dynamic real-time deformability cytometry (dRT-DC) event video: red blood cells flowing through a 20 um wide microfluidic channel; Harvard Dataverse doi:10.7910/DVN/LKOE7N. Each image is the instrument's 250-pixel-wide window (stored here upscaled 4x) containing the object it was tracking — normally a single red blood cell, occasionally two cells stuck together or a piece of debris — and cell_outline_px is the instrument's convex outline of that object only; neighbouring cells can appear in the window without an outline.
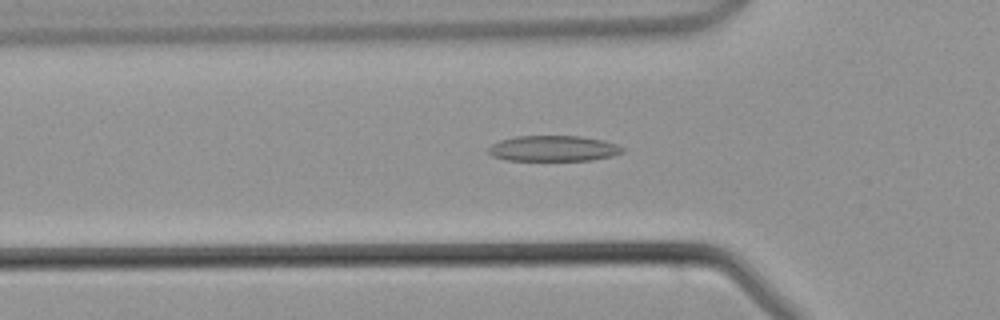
{"species": "common noctule bat (a hibernating species)", "species_latin": "Nyctalus noctula", "temperature_condition": "warm", "stored_images_in_passage": 38, "camera_frame_rate_fps": 3000, "um_per_image_px": 0.085, "animal": {"sex": "male", "body_mass_g": 21.5, "forearm_length_mm": 52.0}, "frame": {"image": 1, "passage_image": 8, "time_ms": 2.333, "image_size_px": [1000, 320], "cell_outline_px": [[624, 152], [612, 156], [592, 160], [508, 160], [492, 156], [488, 152], [488, 148], [492, 144], [500, 140], [516, 136], [580, 136], [604, 140], [616, 144], [624, 148]], "centroid_in_image_um": [47.05, 12.61], "position_along_channel_um": 78.7, "area_um2": 20.06}}
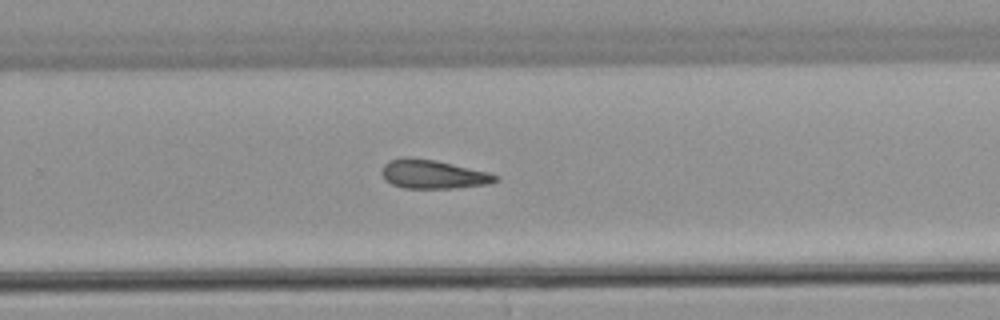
{"frame": {"image": 2, "passage_image": 22, "time_ms": 7.0, "image_size_px": [1000, 320], "cell_outline_px": [[500, 180], [488, 184], [456, 188], [404, 188], [392, 184], [384, 180], [384, 164], [388, 160], [408, 156], [436, 160], [488, 172], [500, 176]], "centroid_in_image_um": [36.84, 14.81], "position_along_channel_um": 293.0, "area_um2": 19.13}}
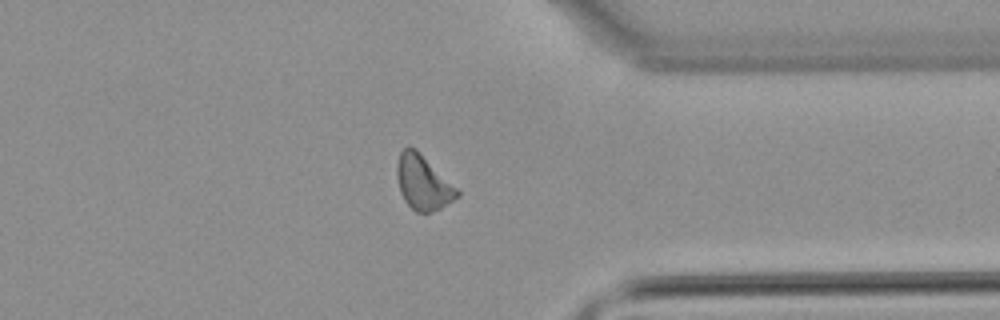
{"frame": {"image": 3, "passage_image": 28, "time_ms": 9.0, "image_size_px": [1000, 320], "cell_outline_px": [[460, 196], [440, 208], [432, 212], [416, 212], [404, 200], [400, 192], [396, 172], [396, 168], [400, 152], [404, 148], [416, 148], [460, 192]], "centroid_in_image_um": [35.94, 15.53], "position_along_channel_um": 375.5, "area_um2": 18.79}}